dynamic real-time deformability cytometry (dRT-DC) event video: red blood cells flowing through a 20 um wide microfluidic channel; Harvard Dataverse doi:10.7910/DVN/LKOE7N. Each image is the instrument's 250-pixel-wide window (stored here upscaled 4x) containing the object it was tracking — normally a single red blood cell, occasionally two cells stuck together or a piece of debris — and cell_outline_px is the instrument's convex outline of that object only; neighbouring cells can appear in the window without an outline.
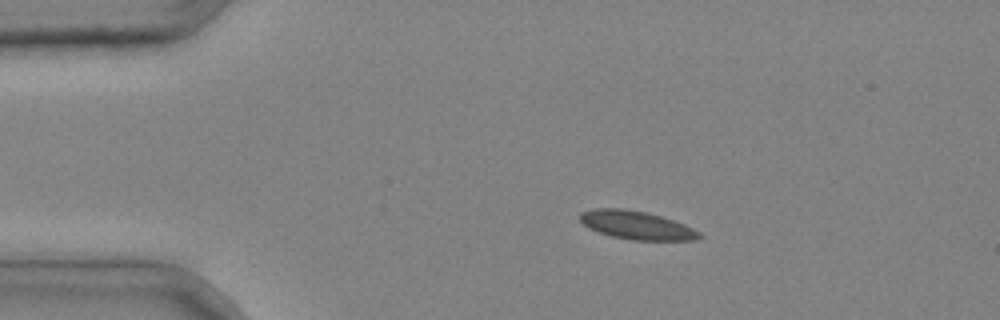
{"species": "common noctule bat (a hibernating species)", "species_latin": "Nyctalus noctula", "temperature_condition": "cold", "stored_images_in_passage": 41, "camera_frame_rate_fps": 3000, "um_per_image_px": 0.085, "animal": {"sex": "male", "body_mass_g": 20.4}, "frame": {"image": 1, "passage_image": 7, "time_ms": 2.0, "image_size_px": [1000, 320], "cell_outline_px": [[704, 236], [692, 240], [632, 240], [612, 236], [588, 228], [580, 220], [580, 212], [592, 208], [620, 208], [648, 212], [684, 224], [700, 232]], "centroid_in_image_um": [54.09, 19.13], "position_along_channel_um": 30.9, "area_um2": 19.65}}
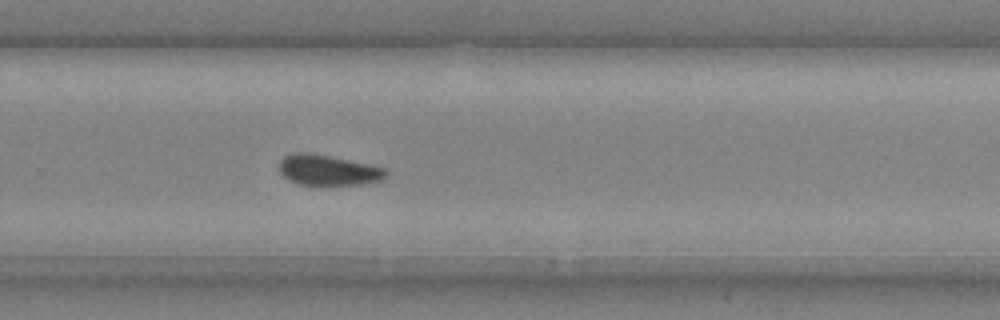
{"frame": {"image": 2, "passage_image": 28, "time_ms": 9.0, "image_size_px": [1000, 320], "cell_outline_px": [[388, 176], [380, 180], [360, 184], [312, 188], [296, 184], [288, 180], [280, 172], [280, 160], [284, 156], [292, 152], [308, 152], [328, 156], [384, 168], [388, 172]], "centroid_in_image_um": [27.82, 14.52], "position_along_channel_um": 302.0, "area_um2": 19.54}}
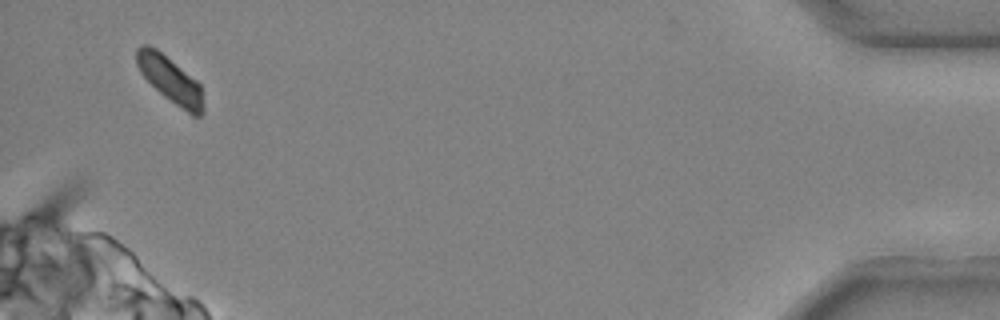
{"frame": {"image": 3, "passage_image": 40, "time_ms": 13.0, "image_size_px": [1000, 320], "cell_outline_px": [[204, 112], [200, 116], [192, 116], [164, 96], [140, 72], [136, 64], [136, 48], [140, 44], [148, 44], [156, 48], [196, 80], [200, 84], [204, 104]], "centroid_in_image_um": [14.47, 6.77], "position_along_channel_um": 420.7, "area_um2": 17.86}}